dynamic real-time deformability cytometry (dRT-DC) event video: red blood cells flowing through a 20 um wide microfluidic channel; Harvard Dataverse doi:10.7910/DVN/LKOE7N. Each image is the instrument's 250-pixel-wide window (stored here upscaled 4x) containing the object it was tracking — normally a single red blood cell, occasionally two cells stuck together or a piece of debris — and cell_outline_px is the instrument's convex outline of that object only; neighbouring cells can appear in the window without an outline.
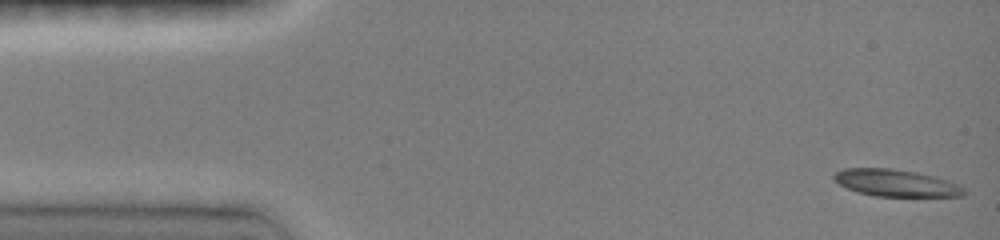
{"species": "common noctule bat (a hibernating species)", "species_latin": "Nyctalus noctula", "temperature_condition": "room temperature", "stored_images_in_passage": 47, "segment_of_instrument_passage": [1, 2], "camera_frame_rate_fps": 3000, "um_per_image_px": 0.085, "animal": {"sex": "female", "body_mass_g": 19.0, "forearm_length_mm": 51.5}, "frame": {"image": 1, "passage_image": 1, "time_ms": 0.0, "image_size_px": [1000, 240], "cell_outline_px": [[964, 196], [872, 196], [856, 192], [832, 180], [832, 176], [836, 172], [844, 168], [892, 168], [916, 172], [936, 176], [956, 184], [964, 188]], "centroid_in_image_um": [76.1, 15.55], "position_along_channel_um": 8.9, "area_um2": 20.46}}
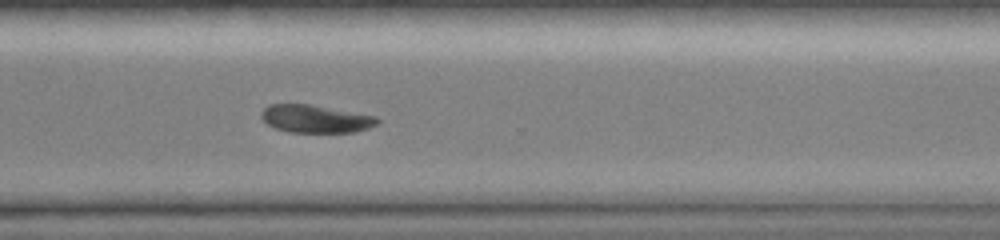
{"frame": {"image": 2, "passage_image": 34, "time_ms": 11.0, "image_size_px": [1000, 240], "cell_outline_px": [[380, 120], [376, 124], [368, 128], [352, 132], [288, 132], [276, 128], [268, 124], [260, 116], [260, 112], [268, 104], [312, 104], [376, 116]], "centroid_in_image_um": [26.8, 10.09], "position_along_channel_um": 343.8, "area_um2": 18.79}}
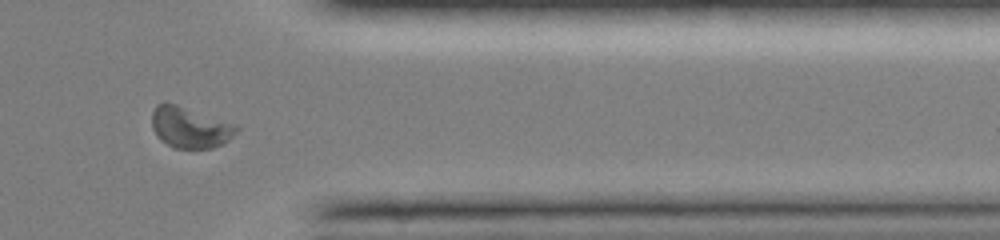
{"frame": {"image": 3, "passage_image": 38, "time_ms": 12.333, "image_size_px": [1000, 240], "cell_outline_px": [[240, 128], [228, 140], [212, 148], [172, 148], [160, 140], [156, 136], [152, 128], [152, 112], [156, 104], [176, 104], [236, 124]], "centroid_in_image_um": [16.13, 10.84], "position_along_channel_um": 395.3, "area_um2": 20.11}}